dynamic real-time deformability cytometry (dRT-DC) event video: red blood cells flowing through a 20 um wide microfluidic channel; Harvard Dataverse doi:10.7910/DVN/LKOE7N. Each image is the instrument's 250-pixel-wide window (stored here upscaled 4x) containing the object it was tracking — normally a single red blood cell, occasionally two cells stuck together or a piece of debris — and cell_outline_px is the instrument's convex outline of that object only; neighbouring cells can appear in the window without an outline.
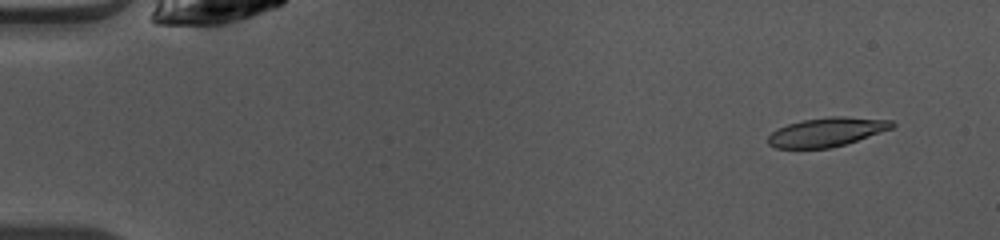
{"species": "common noctule bat (a hibernating species)", "species_latin": "Nyctalus noctula", "temperature_condition": "warm", "stored_images_in_passage": 46, "camera_frame_rate_fps": 3000, "um_per_image_px": 0.085, "animal": {"sex": "female", "body_mass_g": 10.0, "forearm_length_mm": 53.1}, "frame": {"image": 1, "passage_image": 1, "time_ms": 0.0, "image_size_px": [1000, 240], "cell_outline_px": [[896, 124], [892, 128], [832, 148], [776, 148], [768, 144], [768, 136], [772, 132], [788, 124], [804, 120], [828, 116], [840, 116], [892, 120]], "centroid_in_image_um": [70.27, 11.22], "position_along_channel_um": 14.7, "area_um2": 20.63}}
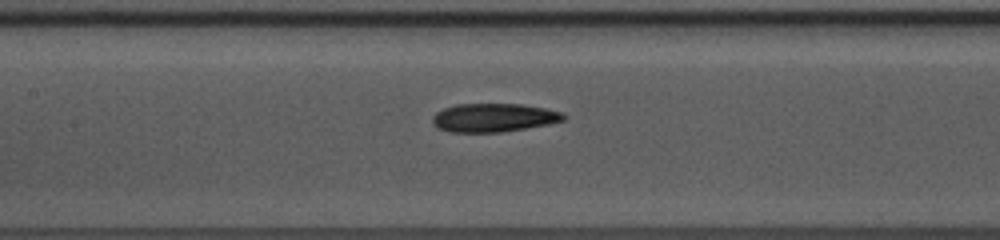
{"frame": {"image": 2, "passage_image": 20, "time_ms": 6.333, "image_size_px": [1000, 240], "cell_outline_px": [[564, 120], [548, 124], [500, 132], [452, 132], [436, 128], [432, 124], [432, 116], [436, 112], [444, 108], [456, 104], [520, 104], [544, 108], [560, 112], [564, 116]], "centroid_in_image_um": [41.89, 10.0], "position_along_channel_um": 165.5, "area_um2": 21.62}}
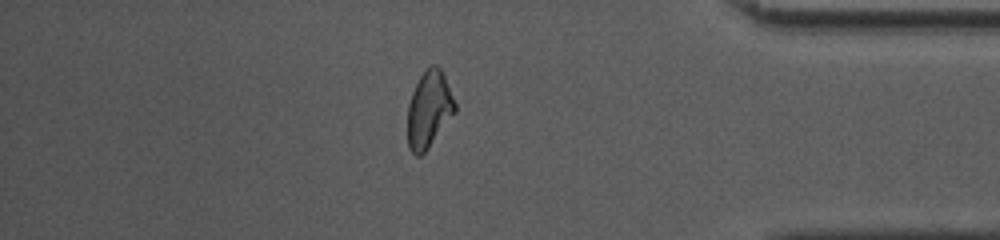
{"frame": {"image": 3, "passage_image": 39, "time_ms": 12.667, "image_size_px": [1000, 240], "cell_outline_px": [[456, 112], [428, 148], [420, 156], [416, 156], [408, 148], [408, 104], [412, 92], [420, 76], [432, 64], [436, 64], [440, 68], [444, 76], [456, 104]], "centroid_in_image_um": [36.46, 9.32], "position_along_channel_um": 398.7, "area_um2": 20.98}, "authors_computed_cell_mechanics": {"area_um2": 21.6172, "velocity_mm_per_s": 4.0899, "shape_relaxation_time_tau1_ms": 11.2982, "shape_relaxation_time_tau2_ms": 4.4034, "deformation_change_tau1": 0.3007, "deformation_change_tau2": 0.1409}}